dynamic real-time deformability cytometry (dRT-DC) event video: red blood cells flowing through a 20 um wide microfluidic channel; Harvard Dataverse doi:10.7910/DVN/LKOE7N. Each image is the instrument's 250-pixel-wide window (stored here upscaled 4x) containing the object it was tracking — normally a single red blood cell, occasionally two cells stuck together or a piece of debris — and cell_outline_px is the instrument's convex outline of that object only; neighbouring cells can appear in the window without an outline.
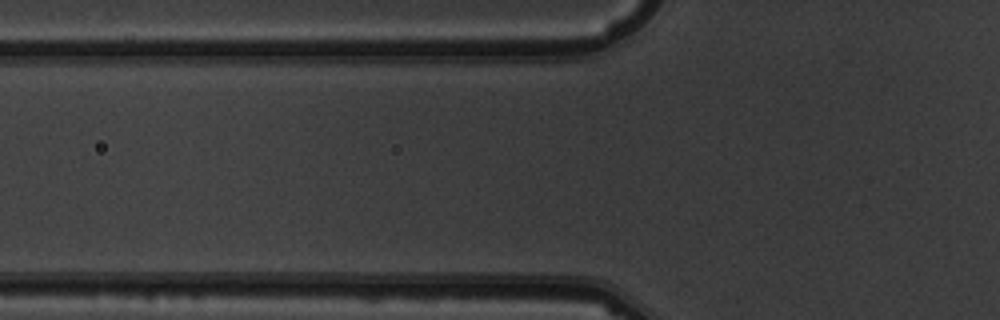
{"species": "common noctule bat (a hibernating species)", "species_latin": "Nyctalus noctula", "temperature_condition": "warm", "stored_images_in_passage": 8, "segment_of_instrument_passage": [1, 2], "camera_frame_rate_fps": 3000, "um_per_image_px": 0.085, "animal": {"sex": "male", "body_mass_g": 19.5, "forearm_length_mm": 54.6}, "frame": {"image": 1, "passage_image": 3, "time_ms": 2.333, "image_size_px": [1000, 320], "cell_outline_px": [[520, 100], [516, 104], [508, 108], [436, 112], [316, 112], [304, 108], [304, 104], [320, 92], [508, 92]], "centroid_in_image_um": [34.76, 8.65], "position_along_channel_um": 91.0, "area_um2": 28.32}}